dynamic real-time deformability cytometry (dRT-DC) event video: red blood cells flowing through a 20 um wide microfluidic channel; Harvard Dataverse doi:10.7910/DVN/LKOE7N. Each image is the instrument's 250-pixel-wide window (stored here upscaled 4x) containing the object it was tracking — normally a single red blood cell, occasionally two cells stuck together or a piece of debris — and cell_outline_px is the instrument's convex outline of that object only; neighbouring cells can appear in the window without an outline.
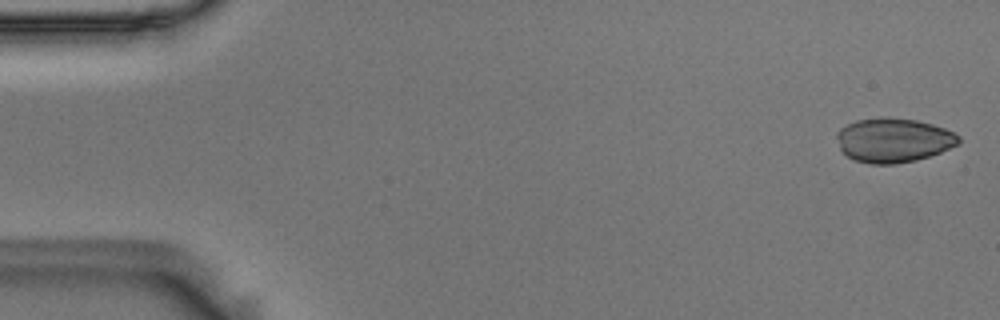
{"species": "Egyptian fruit bat (a non-hibernating species)", "species_latin": "Rousettus aegyptiacus", "temperature_condition": "room temperature", "stored_images_in_passage": 54, "camera_frame_rate_fps": 3000, "um_per_image_px": 0.085, "animal": {"sex": "male"}, "frame": {"image": 1, "passage_image": 1, "time_ms": 0.0, "image_size_px": [1000, 320], "cell_outline_px": [[960, 140], [956, 144], [940, 152], [916, 160], [892, 164], [872, 164], [852, 160], [840, 148], [836, 136], [836, 132], [840, 128], [856, 120], [880, 116], [888, 116], [916, 120], [932, 124], [956, 132], [960, 136]], "centroid_in_image_um": [75.92, 11.89], "position_along_channel_um": 9.1, "area_um2": 31.62}}
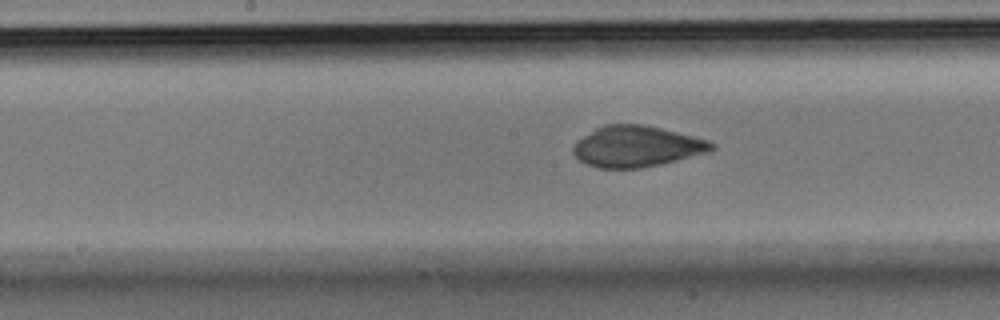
{"frame": {"image": 2, "passage_image": 27, "time_ms": 8.667, "image_size_px": [1000, 320], "cell_outline_px": [[716, 148], [704, 152], [676, 160], [660, 164], [640, 168], [596, 168], [580, 160], [572, 152], [572, 148], [576, 140], [596, 128], [604, 124], [644, 124], [708, 140], [716, 144]], "centroid_in_image_um": [54.06, 12.44], "position_along_channel_um": 194.1, "area_um2": 32.77}}
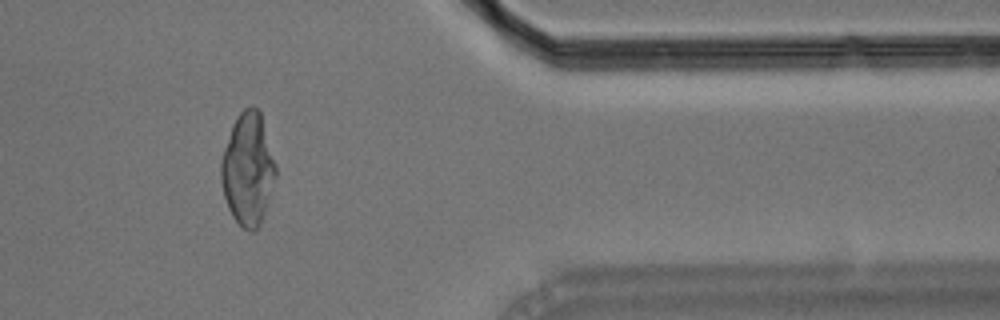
{"frame": {"image": 3, "passage_image": 45, "time_ms": 14.667, "image_size_px": [1000, 320], "cell_outline_px": [[276, 176], [260, 224], [252, 232], [248, 232], [232, 216], [228, 208], [224, 196], [220, 180], [220, 164], [224, 148], [232, 124], [236, 116], [244, 108], [256, 108], [260, 112], [276, 164]], "centroid_in_image_um": [21.05, 14.38], "position_along_channel_um": 390.3, "area_um2": 35.49}}